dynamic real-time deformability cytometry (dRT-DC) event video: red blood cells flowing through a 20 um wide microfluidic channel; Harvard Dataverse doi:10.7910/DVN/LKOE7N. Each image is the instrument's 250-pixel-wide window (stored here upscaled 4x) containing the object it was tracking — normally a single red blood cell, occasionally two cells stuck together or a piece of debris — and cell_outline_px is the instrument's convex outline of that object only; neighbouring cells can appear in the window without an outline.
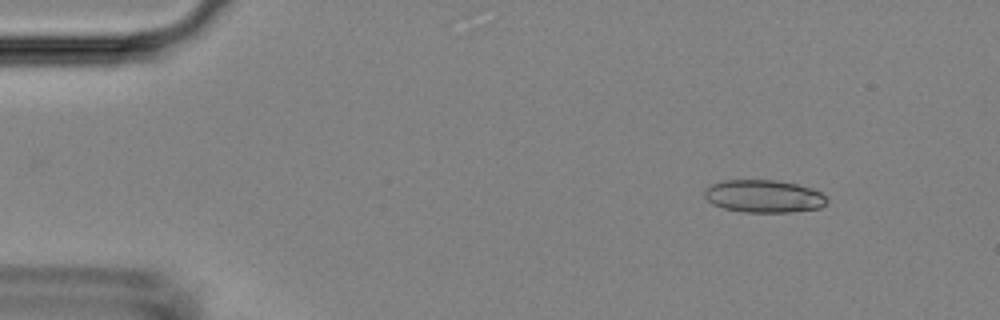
{"species": "Egyptian fruit bat (a non-hibernating species)", "species_latin": "Rousettus aegyptiacus", "temperature_condition": "room temperature", "stored_images_in_passage": 48, "camera_frame_rate_fps": 3000, "um_per_image_px": 0.085, "animal": {"sex": "female"}, "frame": {"image": 1, "passage_image": 5, "time_ms": 1.333, "image_size_px": [1000, 320], "cell_outline_px": [[828, 200], [820, 208], [792, 212], [744, 212], [724, 208], [712, 204], [704, 196], [704, 188], [712, 184], [724, 180], [776, 180], [796, 184], [812, 188], [828, 196]], "centroid_in_image_um": [64.93, 16.68], "position_along_channel_um": 20.1, "area_um2": 23.41}}
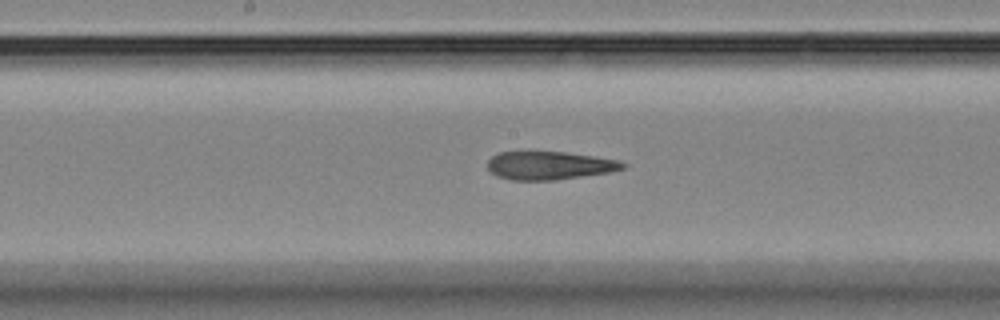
{"frame": {"image": 2, "passage_image": 26, "time_ms": 8.333, "image_size_px": [1000, 320], "cell_outline_px": [[628, 164], [624, 168], [608, 172], [556, 180], [512, 180], [496, 176], [488, 172], [488, 160], [496, 152], [528, 148], [568, 152], [620, 160]], "centroid_in_image_um": [46.61, 14.01], "position_along_channel_um": 201.6, "area_um2": 23.41}}
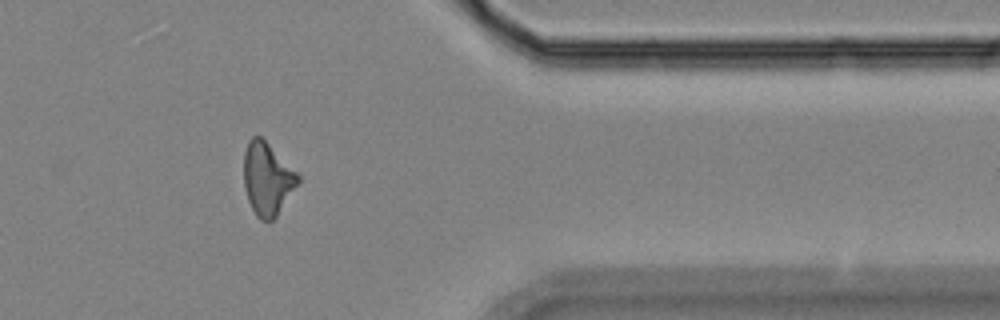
{"frame": {"image": 3, "passage_image": 42, "time_ms": 13.667, "image_size_px": [1000, 320], "cell_outline_px": [[300, 184], [276, 216], [272, 220], [260, 220], [256, 216], [248, 200], [244, 188], [244, 152], [248, 140], [252, 136], [260, 136], [300, 176]], "centroid_in_image_um": [22.72, 15.22], "position_along_channel_um": 388.7, "area_um2": 22.83}, "authors_computed_cell_mechanics": {"area_um2": 23.3223, "velocity_mm_per_s": 3.8135, "shape_relaxation_time_tau1_ms": null, "shape_relaxation_time_tau2_ms": 4.0587, "deformation_change_tau1": null, "deformation_change_tau2": 0.1698}}